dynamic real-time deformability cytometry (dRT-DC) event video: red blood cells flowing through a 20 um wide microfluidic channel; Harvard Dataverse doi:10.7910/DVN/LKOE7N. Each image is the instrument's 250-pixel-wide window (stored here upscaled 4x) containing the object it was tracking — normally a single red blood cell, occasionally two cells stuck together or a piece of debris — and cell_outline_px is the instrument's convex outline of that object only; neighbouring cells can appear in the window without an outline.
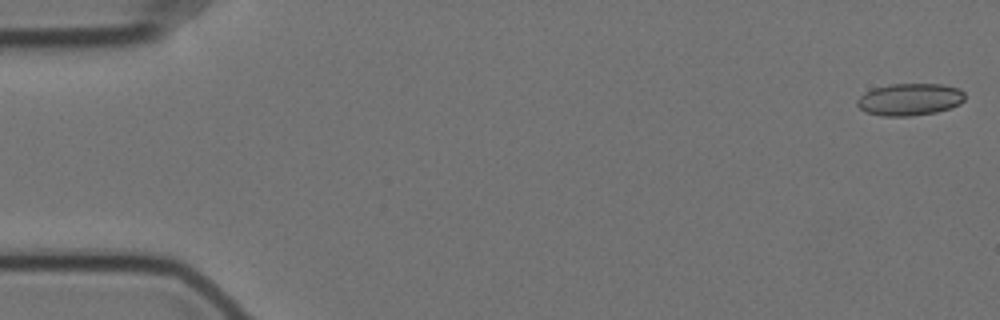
{"species": "Egyptian fruit bat (a non-hibernating species)", "species_latin": "Rousettus aegyptiacus", "temperature_condition": "cold", "stored_images_in_passage": 9, "camera_frame_rate_fps": 3000, "um_per_image_px": 0.085, "animal": {"sex": "female"}, "frame": {"image": 1, "passage_image": 1, "time_ms": 0.0, "image_size_px": [1000, 320], "cell_outline_px": [[964, 100], [960, 104], [936, 112], [912, 116], [884, 116], [864, 112], [856, 104], [856, 100], [864, 92], [872, 88], [888, 84], [944, 84], [960, 88], [964, 92]], "centroid_in_image_um": [77.31, 8.44], "position_along_channel_um": 7.7, "area_um2": 20.4}}